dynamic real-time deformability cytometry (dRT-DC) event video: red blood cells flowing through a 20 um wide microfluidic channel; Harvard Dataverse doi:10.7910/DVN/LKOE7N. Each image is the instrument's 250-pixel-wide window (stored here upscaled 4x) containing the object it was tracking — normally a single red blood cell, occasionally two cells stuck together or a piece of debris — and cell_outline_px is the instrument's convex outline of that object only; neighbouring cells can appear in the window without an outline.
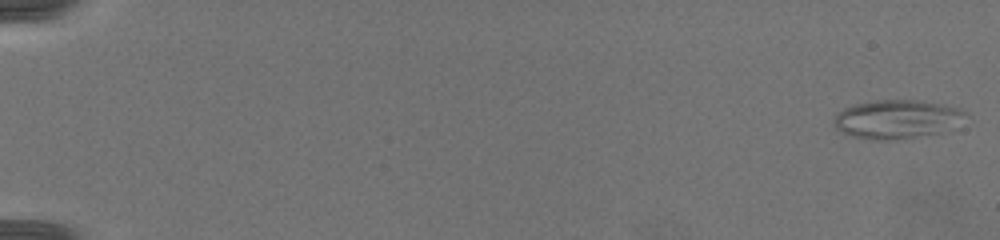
{"species": "common noctule bat (a hibernating species)", "species_latin": "Nyctalus noctula", "temperature_condition": "warm", "stored_images_in_passage": 38, "camera_frame_rate_fps": 3000, "um_per_image_px": 0.085, "animal": {"sex": "female", "body_mass_g": 19.5, "forearm_length_mm": 54.1}, "frame": {"image": 1, "passage_image": 1, "time_ms": 0.0, "image_size_px": [1000, 240], "cell_outline_px": [[968, 116], [952, 128], [936, 132], [888, 140], [872, 140], [852, 136], [836, 128], [832, 120], [836, 112], [844, 108], [856, 104], [876, 100], [912, 100], [960, 108], [968, 112]], "centroid_in_image_um": [76.19, 10.12], "position_along_channel_um": 8.8, "area_um2": 29.19}}
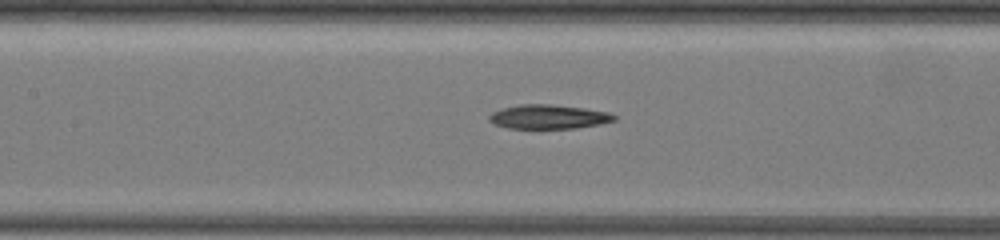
{"frame": {"image": 2, "passage_image": 18, "time_ms": 8.333, "image_size_px": [1000, 240], "cell_outline_px": [[616, 120], [600, 124], [576, 128], [508, 128], [492, 124], [488, 120], [488, 116], [492, 112], [504, 108], [520, 104], [552, 104], [584, 108], [608, 112], [616, 116]], "centroid_in_image_um": [46.6, 9.92], "position_along_channel_um": 160.8, "area_um2": 17.63}}
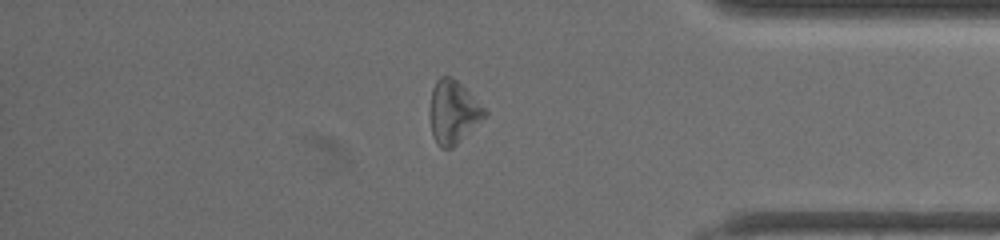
{"frame": {"image": 3, "passage_image": 33, "time_ms": 14.333, "image_size_px": [1000, 240], "cell_outline_px": [[488, 112], [452, 148], [440, 148], [436, 144], [432, 136], [428, 112], [428, 108], [432, 88], [436, 80], [440, 76], [452, 76]], "centroid_in_image_um": [38.43, 9.52], "position_along_channel_um": 396.8, "area_um2": 19.94}}